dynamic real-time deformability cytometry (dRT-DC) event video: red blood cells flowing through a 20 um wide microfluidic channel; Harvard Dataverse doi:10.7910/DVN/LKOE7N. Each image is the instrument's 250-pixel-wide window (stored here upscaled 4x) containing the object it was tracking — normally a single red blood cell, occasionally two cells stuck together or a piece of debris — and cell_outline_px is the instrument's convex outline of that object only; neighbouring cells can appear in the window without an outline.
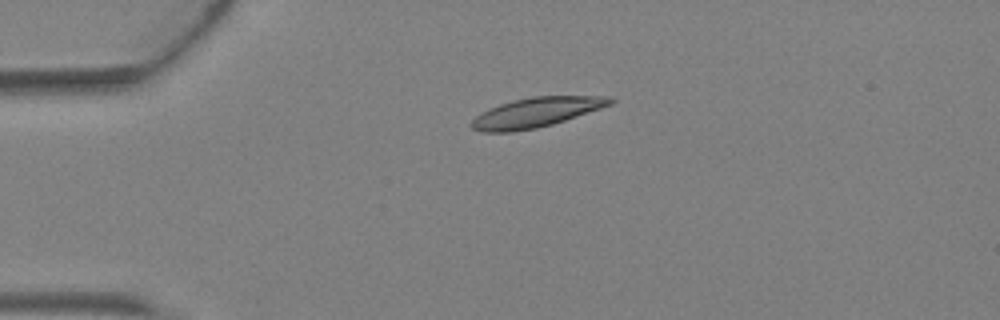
{"species": "Egyptian fruit bat (a non-hibernating species)", "species_latin": "Rousettus aegyptiacus", "temperature_condition": "warm", "stored_images_in_passage": 3, "camera_frame_rate_fps": 3000, "um_per_image_px": 0.085, "animal": {"sex": "female"}, "frame": {"image": 1, "passage_image": 3, "time_ms": 0.667, "image_size_px": [1000, 320], "cell_outline_px": [[616, 100], [612, 104], [552, 124], [536, 128], [512, 132], [484, 132], [472, 128], [468, 124], [476, 116], [488, 108], [500, 104], [532, 96], [608, 96]], "centroid_in_image_um": [45.54, 9.55], "position_along_channel_um": 39.5, "area_um2": 23.76}}